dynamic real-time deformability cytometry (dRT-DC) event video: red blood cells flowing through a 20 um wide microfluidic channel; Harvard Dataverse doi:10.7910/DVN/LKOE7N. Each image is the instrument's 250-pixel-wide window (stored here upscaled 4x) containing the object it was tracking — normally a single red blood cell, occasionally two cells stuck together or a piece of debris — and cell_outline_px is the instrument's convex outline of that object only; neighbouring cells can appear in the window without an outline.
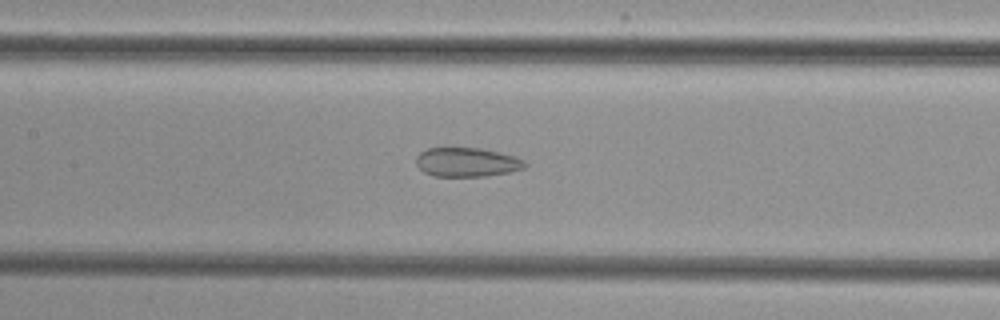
{"species": "common noctule bat (a hibernating species)", "species_latin": "Nyctalus noctula", "temperature_condition": "cold", "stored_images_in_passage": 38, "camera_frame_rate_fps": 3000, "um_per_image_px": 0.085, "animal": {"sex": "female", "body_mass_g": 29.2, "forearm_length_mm": 56.3}, "frame": {"image": 1, "passage_image": 10, "time_ms": 3.0, "image_size_px": [1000, 320], "cell_outline_px": [[528, 164], [524, 168], [508, 172], [484, 176], [436, 176], [424, 172], [416, 164], [416, 156], [420, 152], [428, 148], [480, 148], [500, 152], [516, 156], [524, 160]], "centroid_in_image_um": [39.7, 13.78], "position_along_channel_um": 167.7, "area_um2": 18.44}}
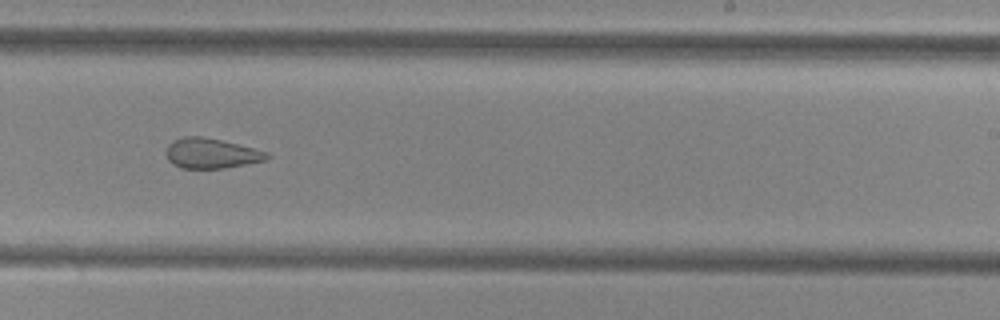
{"frame": {"image": 2, "passage_image": 18, "time_ms": 5.667, "image_size_px": [1000, 320], "cell_outline_px": [[272, 156], [268, 160], [224, 168], [180, 168], [172, 164], [168, 160], [164, 152], [168, 144], [172, 140], [184, 136], [200, 136], [220, 140], [268, 152]], "centroid_in_image_um": [17.92, 13.04], "position_along_channel_um": 271.1, "area_um2": 17.8}}
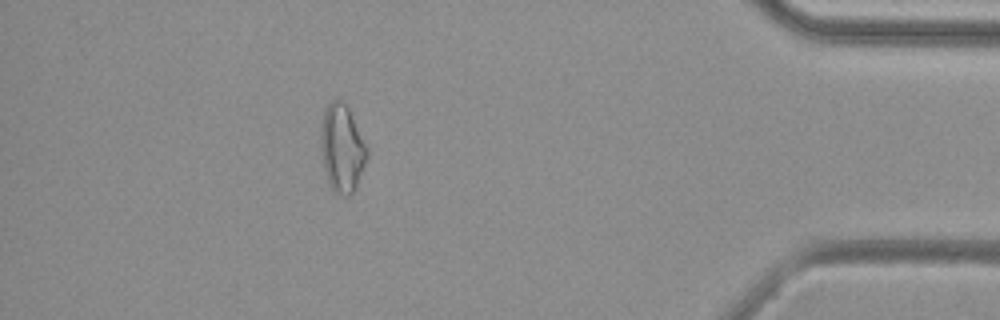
{"frame": {"image": 3, "passage_image": 32, "time_ms": 10.333, "image_size_px": [1000, 320], "cell_outline_px": [[368, 156], [356, 188], [348, 196], [344, 196], [336, 192], [328, 184], [324, 168], [320, 144], [320, 136], [324, 112], [328, 104], [332, 100], [340, 100], [348, 108], [368, 148]], "centroid_in_image_um": [29.07, 12.63], "position_along_channel_um": 406.1, "area_um2": 23.41}}